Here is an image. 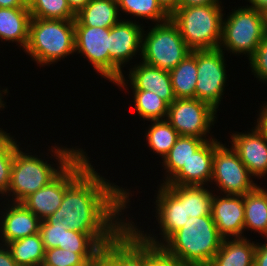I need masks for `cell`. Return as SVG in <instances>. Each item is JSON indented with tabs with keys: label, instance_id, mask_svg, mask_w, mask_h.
<instances>
[{
	"label": "cell",
	"instance_id": "obj_1",
	"mask_svg": "<svg viewBox=\"0 0 267 266\" xmlns=\"http://www.w3.org/2000/svg\"><path fill=\"white\" fill-rule=\"evenodd\" d=\"M94 167L90 164L66 188L59 209L45 220L87 233L103 248L128 225L122 212L130 208L132 193L102 177Z\"/></svg>",
	"mask_w": 267,
	"mask_h": 266
},
{
	"label": "cell",
	"instance_id": "obj_2",
	"mask_svg": "<svg viewBox=\"0 0 267 266\" xmlns=\"http://www.w3.org/2000/svg\"><path fill=\"white\" fill-rule=\"evenodd\" d=\"M64 147L57 145L52 146L51 150L49 149L51 152L49 154L54 156L53 158L55 159L53 160L57 161L56 165L58 166L56 168L54 163L48 164L45 158L42 159L41 156L36 154L31 155L32 152L26 153L27 151L24 152L23 148L19 147L14 154L10 184L5 196L10 197V200L3 197L4 201L2 203L4 204L5 199L8 202L21 203L26 197L43 188L53 180L83 150L79 146H76L78 148L73 146L72 148Z\"/></svg>",
	"mask_w": 267,
	"mask_h": 266
},
{
	"label": "cell",
	"instance_id": "obj_3",
	"mask_svg": "<svg viewBox=\"0 0 267 266\" xmlns=\"http://www.w3.org/2000/svg\"><path fill=\"white\" fill-rule=\"evenodd\" d=\"M222 241L212 215H205L189 217L161 247L188 266H208Z\"/></svg>",
	"mask_w": 267,
	"mask_h": 266
},
{
	"label": "cell",
	"instance_id": "obj_4",
	"mask_svg": "<svg viewBox=\"0 0 267 266\" xmlns=\"http://www.w3.org/2000/svg\"><path fill=\"white\" fill-rule=\"evenodd\" d=\"M24 52L40 67L50 66L74 54V20L31 18Z\"/></svg>",
	"mask_w": 267,
	"mask_h": 266
},
{
	"label": "cell",
	"instance_id": "obj_5",
	"mask_svg": "<svg viewBox=\"0 0 267 266\" xmlns=\"http://www.w3.org/2000/svg\"><path fill=\"white\" fill-rule=\"evenodd\" d=\"M223 10L221 5L178 7L170 19L192 51L217 49L221 43Z\"/></svg>",
	"mask_w": 267,
	"mask_h": 266
},
{
	"label": "cell",
	"instance_id": "obj_6",
	"mask_svg": "<svg viewBox=\"0 0 267 266\" xmlns=\"http://www.w3.org/2000/svg\"><path fill=\"white\" fill-rule=\"evenodd\" d=\"M266 34L267 15L252 7L240 6L232 9L227 18L223 17L219 49L238 56L245 54L250 59Z\"/></svg>",
	"mask_w": 267,
	"mask_h": 266
},
{
	"label": "cell",
	"instance_id": "obj_7",
	"mask_svg": "<svg viewBox=\"0 0 267 266\" xmlns=\"http://www.w3.org/2000/svg\"><path fill=\"white\" fill-rule=\"evenodd\" d=\"M148 29L143 30L142 52L138 54L142 62L170 71L192 52L171 19Z\"/></svg>",
	"mask_w": 267,
	"mask_h": 266
},
{
	"label": "cell",
	"instance_id": "obj_8",
	"mask_svg": "<svg viewBox=\"0 0 267 266\" xmlns=\"http://www.w3.org/2000/svg\"><path fill=\"white\" fill-rule=\"evenodd\" d=\"M85 153L82 150L53 180L21 203L40 220L56 212L63 201L66 188L92 164Z\"/></svg>",
	"mask_w": 267,
	"mask_h": 266
},
{
	"label": "cell",
	"instance_id": "obj_9",
	"mask_svg": "<svg viewBox=\"0 0 267 266\" xmlns=\"http://www.w3.org/2000/svg\"><path fill=\"white\" fill-rule=\"evenodd\" d=\"M253 178L231 145L227 148L215 138L211 182L218 187L217 193L245 195L258 186Z\"/></svg>",
	"mask_w": 267,
	"mask_h": 266
},
{
	"label": "cell",
	"instance_id": "obj_10",
	"mask_svg": "<svg viewBox=\"0 0 267 266\" xmlns=\"http://www.w3.org/2000/svg\"><path fill=\"white\" fill-rule=\"evenodd\" d=\"M154 204L156 211V221L159 225L161 238L151 232H144L141 227L135 225L134 221L128 217V226L146 243L161 246L174 232L180 229L188 221L189 215L185 210V201L167 184H160L156 191ZM131 220V221H130ZM140 228V229H139ZM143 230V231H142ZM162 239V240H161Z\"/></svg>",
	"mask_w": 267,
	"mask_h": 266
},
{
	"label": "cell",
	"instance_id": "obj_11",
	"mask_svg": "<svg viewBox=\"0 0 267 266\" xmlns=\"http://www.w3.org/2000/svg\"><path fill=\"white\" fill-rule=\"evenodd\" d=\"M166 120L179 136H194L206 141L215 139L210 131L217 120V111L197 98L175 99L169 105Z\"/></svg>",
	"mask_w": 267,
	"mask_h": 266
},
{
	"label": "cell",
	"instance_id": "obj_12",
	"mask_svg": "<svg viewBox=\"0 0 267 266\" xmlns=\"http://www.w3.org/2000/svg\"><path fill=\"white\" fill-rule=\"evenodd\" d=\"M225 52L221 49L197 50V82L195 98L208 103L216 111L223 99L228 79Z\"/></svg>",
	"mask_w": 267,
	"mask_h": 266
},
{
	"label": "cell",
	"instance_id": "obj_13",
	"mask_svg": "<svg viewBox=\"0 0 267 266\" xmlns=\"http://www.w3.org/2000/svg\"><path fill=\"white\" fill-rule=\"evenodd\" d=\"M143 27L136 20L123 18L109 28V82L115 84L124 75L127 62L142 52Z\"/></svg>",
	"mask_w": 267,
	"mask_h": 266
},
{
	"label": "cell",
	"instance_id": "obj_14",
	"mask_svg": "<svg viewBox=\"0 0 267 266\" xmlns=\"http://www.w3.org/2000/svg\"><path fill=\"white\" fill-rule=\"evenodd\" d=\"M88 60L97 74L109 80V28L75 26V53Z\"/></svg>",
	"mask_w": 267,
	"mask_h": 266
},
{
	"label": "cell",
	"instance_id": "obj_15",
	"mask_svg": "<svg viewBox=\"0 0 267 266\" xmlns=\"http://www.w3.org/2000/svg\"><path fill=\"white\" fill-rule=\"evenodd\" d=\"M130 67L129 80L123 75L115 85L126 91L128 85L132 90L152 91L169 105L176 99L169 71L150 66L142 61Z\"/></svg>",
	"mask_w": 267,
	"mask_h": 266
},
{
	"label": "cell",
	"instance_id": "obj_16",
	"mask_svg": "<svg viewBox=\"0 0 267 266\" xmlns=\"http://www.w3.org/2000/svg\"><path fill=\"white\" fill-rule=\"evenodd\" d=\"M211 214L223 239L245 238L244 236V195L221 194L214 192Z\"/></svg>",
	"mask_w": 267,
	"mask_h": 266
},
{
	"label": "cell",
	"instance_id": "obj_17",
	"mask_svg": "<svg viewBox=\"0 0 267 266\" xmlns=\"http://www.w3.org/2000/svg\"><path fill=\"white\" fill-rule=\"evenodd\" d=\"M97 266H143V240L127 225L102 248Z\"/></svg>",
	"mask_w": 267,
	"mask_h": 266
},
{
	"label": "cell",
	"instance_id": "obj_18",
	"mask_svg": "<svg viewBox=\"0 0 267 266\" xmlns=\"http://www.w3.org/2000/svg\"><path fill=\"white\" fill-rule=\"evenodd\" d=\"M244 132L230 134L231 147L254 178L264 177L265 179L267 175V140L255 126L251 127L249 132Z\"/></svg>",
	"mask_w": 267,
	"mask_h": 266
},
{
	"label": "cell",
	"instance_id": "obj_19",
	"mask_svg": "<svg viewBox=\"0 0 267 266\" xmlns=\"http://www.w3.org/2000/svg\"><path fill=\"white\" fill-rule=\"evenodd\" d=\"M5 205L4 211H0L1 245L39 233L41 220L22 203L7 202Z\"/></svg>",
	"mask_w": 267,
	"mask_h": 266
},
{
	"label": "cell",
	"instance_id": "obj_20",
	"mask_svg": "<svg viewBox=\"0 0 267 266\" xmlns=\"http://www.w3.org/2000/svg\"><path fill=\"white\" fill-rule=\"evenodd\" d=\"M214 139L206 141L166 183L180 186H209L213 172Z\"/></svg>",
	"mask_w": 267,
	"mask_h": 266
},
{
	"label": "cell",
	"instance_id": "obj_21",
	"mask_svg": "<svg viewBox=\"0 0 267 266\" xmlns=\"http://www.w3.org/2000/svg\"><path fill=\"white\" fill-rule=\"evenodd\" d=\"M31 13L28 8H0V40L16 42L24 50L29 39Z\"/></svg>",
	"mask_w": 267,
	"mask_h": 266
},
{
	"label": "cell",
	"instance_id": "obj_22",
	"mask_svg": "<svg viewBox=\"0 0 267 266\" xmlns=\"http://www.w3.org/2000/svg\"><path fill=\"white\" fill-rule=\"evenodd\" d=\"M256 246L247 237L223 239L208 266H254Z\"/></svg>",
	"mask_w": 267,
	"mask_h": 266
},
{
	"label": "cell",
	"instance_id": "obj_23",
	"mask_svg": "<svg viewBox=\"0 0 267 266\" xmlns=\"http://www.w3.org/2000/svg\"><path fill=\"white\" fill-rule=\"evenodd\" d=\"M119 15L117 1L91 0L76 14L74 26L111 28L121 20Z\"/></svg>",
	"mask_w": 267,
	"mask_h": 266
},
{
	"label": "cell",
	"instance_id": "obj_24",
	"mask_svg": "<svg viewBox=\"0 0 267 266\" xmlns=\"http://www.w3.org/2000/svg\"><path fill=\"white\" fill-rule=\"evenodd\" d=\"M267 238V189L257 186L244 195V231Z\"/></svg>",
	"mask_w": 267,
	"mask_h": 266
},
{
	"label": "cell",
	"instance_id": "obj_25",
	"mask_svg": "<svg viewBox=\"0 0 267 266\" xmlns=\"http://www.w3.org/2000/svg\"><path fill=\"white\" fill-rule=\"evenodd\" d=\"M205 142L206 140L194 136H179L163 158L165 178L163 177L161 184H166Z\"/></svg>",
	"mask_w": 267,
	"mask_h": 266
},
{
	"label": "cell",
	"instance_id": "obj_26",
	"mask_svg": "<svg viewBox=\"0 0 267 266\" xmlns=\"http://www.w3.org/2000/svg\"><path fill=\"white\" fill-rule=\"evenodd\" d=\"M176 99L195 98L197 82V50L192 51L169 71Z\"/></svg>",
	"mask_w": 267,
	"mask_h": 266
},
{
	"label": "cell",
	"instance_id": "obj_27",
	"mask_svg": "<svg viewBox=\"0 0 267 266\" xmlns=\"http://www.w3.org/2000/svg\"><path fill=\"white\" fill-rule=\"evenodd\" d=\"M17 266H42L45 247L39 233L6 244Z\"/></svg>",
	"mask_w": 267,
	"mask_h": 266
},
{
	"label": "cell",
	"instance_id": "obj_28",
	"mask_svg": "<svg viewBox=\"0 0 267 266\" xmlns=\"http://www.w3.org/2000/svg\"><path fill=\"white\" fill-rule=\"evenodd\" d=\"M169 186L185 201V210L189 217L212 215L211 207L214 193L208 189L209 186Z\"/></svg>",
	"mask_w": 267,
	"mask_h": 266
},
{
	"label": "cell",
	"instance_id": "obj_29",
	"mask_svg": "<svg viewBox=\"0 0 267 266\" xmlns=\"http://www.w3.org/2000/svg\"><path fill=\"white\" fill-rule=\"evenodd\" d=\"M145 137L149 150L163 158L169 153L179 137L176 129L166 120L150 121Z\"/></svg>",
	"mask_w": 267,
	"mask_h": 266
},
{
	"label": "cell",
	"instance_id": "obj_30",
	"mask_svg": "<svg viewBox=\"0 0 267 266\" xmlns=\"http://www.w3.org/2000/svg\"><path fill=\"white\" fill-rule=\"evenodd\" d=\"M135 113L147 121L167 118L169 104L152 91L132 90Z\"/></svg>",
	"mask_w": 267,
	"mask_h": 266
},
{
	"label": "cell",
	"instance_id": "obj_31",
	"mask_svg": "<svg viewBox=\"0 0 267 266\" xmlns=\"http://www.w3.org/2000/svg\"><path fill=\"white\" fill-rule=\"evenodd\" d=\"M119 12L130 14L136 18L151 20L154 24L163 23L170 15L161 7L157 0H117Z\"/></svg>",
	"mask_w": 267,
	"mask_h": 266
},
{
	"label": "cell",
	"instance_id": "obj_32",
	"mask_svg": "<svg viewBox=\"0 0 267 266\" xmlns=\"http://www.w3.org/2000/svg\"><path fill=\"white\" fill-rule=\"evenodd\" d=\"M100 253H74L62 248L46 249L42 266H97Z\"/></svg>",
	"mask_w": 267,
	"mask_h": 266
},
{
	"label": "cell",
	"instance_id": "obj_33",
	"mask_svg": "<svg viewBox=\"0 0 267 266\" xmlns=\"http://www.w3.org/2000/svg\"><path fill=\"white\" fill-rule=\"evenodd\" d=\"M19 146L13 135L0 128V197L2 198L7 194L13 158Z\"/></svg>",
	"mask_w": 267,
	"mask_h": 266
},
{
	"label": "cell",
	"instance_id": "obj_34",
	"mask_svg": "<svg viewBox=\"0 0 267 266\" xmlns=\"http://www.w3.org/2000/svg\"><path fill=\"white\" fill-rule=\"evenodd\" d=\"M32 18L75 20L67 0H34L28 7Z\"/></svg>",
	"mask_w": 267,
	"mask_h": 266
},
{
	"label": "cell",
	"instance_id": "obj_35",
	"mask_svg": "<svg viewBox=\"0 0 267 266\" xmlns=\"http://www.w3.org/2000/svg\"><path fill=\"white\" fill-rule=\"evenodd\" d=\"M62 249L74 253H100L102 247L87 233L65 229L64 246Z\"/></svg>",
	"mask_w": 267,
	"mask_h": 266
},
{
	"label": "cell",
	"instance_id": "obj_36",
	"mask_svg": "<svg viewBox=\"0 0 267 266\" xmlns=\"http://www.w3.org/2000/svg\"><path fill=\"white\" fill-rule=\"evenodd\" d=\"M143 266H188L177 257L169 255L161 246L143 241Z\"/></svg>",
	"mask_w": 267,
	"mask_h": 266
},
{
	"label": "cell",
	"instance_id": "obj_37",
	"mask_svg": "<svg viewBox=\"0 0 267 266\" xmlns=\"http://www.w3.org/2000/svg\"><path fill=\"white\" fill-rule=\"evenodd\" d=\"M65 229H68V227L59 222L49 224L45 219L41 220L39 234L45 250L64 246Z\"/></svg>",
	"mask_w": 267,
	"mask_h": 266
},
{
	"label": "cell",
	"instance_id": "obj_38",
	"mask_svg": "<svg viewBox=\"0 0 267 266\" xmlns=\"http://www.w3.org/2000/svg\"><path fill=\"white\" fill-rule=\"evenodd\" d=\"M252 75L263 84H267V34L258 45L254 55L249 59Z\"/></svg>",
	"mask_w": 267,
	"mask_h": 266
},
{
	"label": "cell",
	"instance_id": "obj_39",
	"mask_svg": "<svg viewBox=\"0 0 267 266\" xmlns=\"http://www.w3.org/2000/svg\"><path fill=\"white\" fill-rule=\"evenodd\" d=\"M263 105V106H262ZM260 105L261 107H259L261 109H259V116L257 117V123L255 122L254 124L255 127L261 132V134L263 135V137L267 140V102Z\"/></svg>",
	"mask_w": 267,
	"mask_h": 266
},
{
	"label": "cell",
	"instance_id": "obj_40",
	"mask_svg": "<svg viewBox=\"0 0 267 266\" xmlns=\"http://www.w3.org/2000/svg\"><path fill=\"white\" fill-rule=\"evenodd\" d=\"M267 241V238H266ZM257 242L255 255H254V266H267V242Z\"/></svg>",
	"mask_w": 267,
	"mask_h": 266
},
{
	"label": "cell",
	"instance_id": "obj_41",
	"mask_svg": "<svg viewBox=\"0 0 267 266\" xmlns=\"http://www.w3.org/2000/svg\"><path fill=\"white\" fill-rule=\"evenodd\" d=\"M220 0H179L178 7H195L206 5H221Z\"/></svg>",
	"mask_w": 267,
	"mask_h": 266
},
{
	"label": "cell",
	"instance_id": "obj_42",
	"mask_svg": "<svg viewBox=\"0 0 267 266\" xmlns=\"http://www.w3.org/2000/svg\"><path fill=\"white\" fill-rule=\"evenodd\" d=\"M0 266H17L6 245L0 244Z\"/></svg>",
	"mask_w": 267,
	"mask_h": 266
},
{
	"label": "cell",
	"instance_id": "obj_43",
	"mask_svg": "<svg viewBox=\"0 0 267 266\" xmlns=\"http://www.w3.org/2000/svg\"><path fill=\"white\" fill-rule=\"evenodd\" d=\"M161 7L171 15L179 5V0H157Z\"/></svg>",
	"mask_w": 267,
	"mask_h": 266
},
{
	"label": "cell",
	"instance_id": "obj_44",
	"mask_svg": "<svg viewBox=\"0 0 267 266\" xmlns=\"http://www.w3.org/2000/svg\"><path fill=\"white\" fill-rule=\"evenodd\" d=\"M91 0H67L70 9L78 14Z\"/></svg>",
	"mask_w": 267,
	"mask_h": 266
},
{
	"label": "cell",
	"instance_id": "obj_45",
	"mask_svg": "<svg viewBox=\"0 0 267 266\" xmlns=\"http://www.w3.org/2000/svg\"><path fill=\"white\" fill-rule=\"evenodd\" d=\"M248 2L251 5L247 4V6L252 7L267 15V0H247V3Z\"/></svg>",
	"mask_w": 267,
	"mask_h": 266
},
{
	"label": "cell",
	"instance_id": "obj_46",
	"mask_svg": "<svg viewBox=\"0 0 267 266\" xmlns=\"http://www.w3.org/2000/svg\"><path fill=\"white\" fill-rule=\"evenodd\" d=\"M0 8H28L20 0H0Z\"/></svg>",
	"mask_w": 267,
	"mask_h": 266
},
{
	"label": "cell",
	"instance_id": "obj_47",
	"mask_svg": "<svg viewBox=\"0 0 267 266\" xmlns=\"http://www.w3.org/2000/svg\"><path fill=\"white\" fill-rule=\"evenodd\" d=\"M1 89V88H0ZM2 91V92H1ZM9 91H8V88H2V90H0V110L2 111V109L4 110V108H5V104H6V102H4L3 100V94L4 95H8L7 93H8Z\"/></svg>",
	"mask_w": 267,
	"mask_h": 266
},
{
	"label": "cell",
	"instance_id": "obj_48",
	"mask_svg": "<svg viewBox=\"0 0 267 266\" xmlns=\"http://www.w3.org/2000/svg\"><path fill=\"white\" fill-rule=\"evenodd\" d=\"M20 1L26 7H29L34 2V0H20Z\"/></svg>",
	"mask_w": 267,
	"mask_h": 266
}]
</instances>
